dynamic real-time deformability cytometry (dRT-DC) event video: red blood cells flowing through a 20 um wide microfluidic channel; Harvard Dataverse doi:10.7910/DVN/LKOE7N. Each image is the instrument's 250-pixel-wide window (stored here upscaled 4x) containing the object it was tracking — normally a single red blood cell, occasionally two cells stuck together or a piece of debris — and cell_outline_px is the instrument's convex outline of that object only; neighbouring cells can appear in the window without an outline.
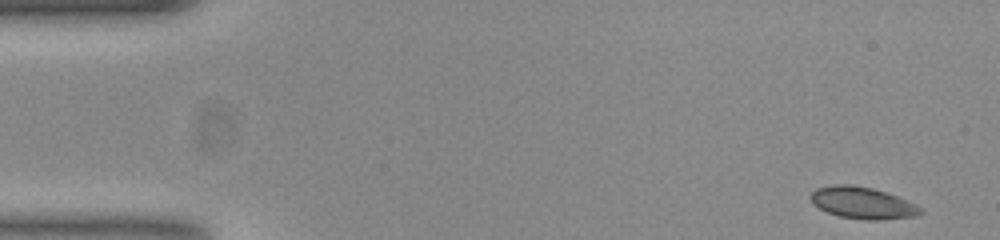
{"species": "common noctule bat (a hibernating species)", "species_latin": "Nyctalus noctula", "temperature_condition": "room temperature", "stored_images_in_passage": 53, "camera_frame_rate_fps": 3000, "um_per_image_px": 0.085, "animal": {"sex": "female", "body_mass_g": 23.0, "forearm_length_mm": 53.4}, "frame": {"image": 1, "passage_image": 1, "time_ms": 0.0, "image_size_px": [1000, 240], "cell_outline_px": [[924, 212], [916, 216], [876, 220], [864, 220], [840, 216], [828, 212], [812, 204], [812, 192], [816, 188], [836, 184], [852, 184], [872, 188], [896, 196], [916, 204], [924, 208]], "centroid_in_image_um": [73.35, 17.25], "position_along_channel_um": 11.7, "area_um2": 20.23}}
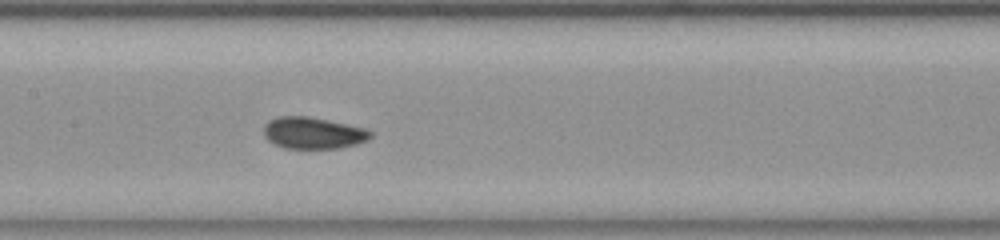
{"frame": {"image": 2, "passage_image": 24, "time_ms": 7.667, "image_size_px": [1000, 240], "cell_outline_px": [[372, 136], [368, 140], [356, 144], [340, 148], [284, 148], [268, 140], [264, 136], [264, 124], [268, 120], [280, 116], [308, 116], [364, 128], [372, 132]], "centroid_in_image_um": [26.6, 11.3], "position_along_channel_um": 180.8, "area_um2": 19.59}}
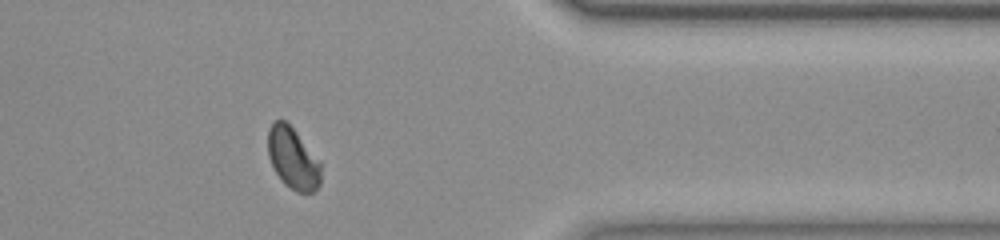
{"frame": {"image": 3, "passage_image": 42, "time_ms": 13.667, "image_size_px": [1000, 240], "cell_outline_px": [[320, 184], [312, 192], [296, 192], [284, 184], [276, 172], [268, 156], [268, 128], [272, 120], [284, 120], [296, 132], [320, 164]], "centroid_in_image_um": [24.85, 13.45], "position_along_channel_um": 386.5, "area_um2": 18.55}}